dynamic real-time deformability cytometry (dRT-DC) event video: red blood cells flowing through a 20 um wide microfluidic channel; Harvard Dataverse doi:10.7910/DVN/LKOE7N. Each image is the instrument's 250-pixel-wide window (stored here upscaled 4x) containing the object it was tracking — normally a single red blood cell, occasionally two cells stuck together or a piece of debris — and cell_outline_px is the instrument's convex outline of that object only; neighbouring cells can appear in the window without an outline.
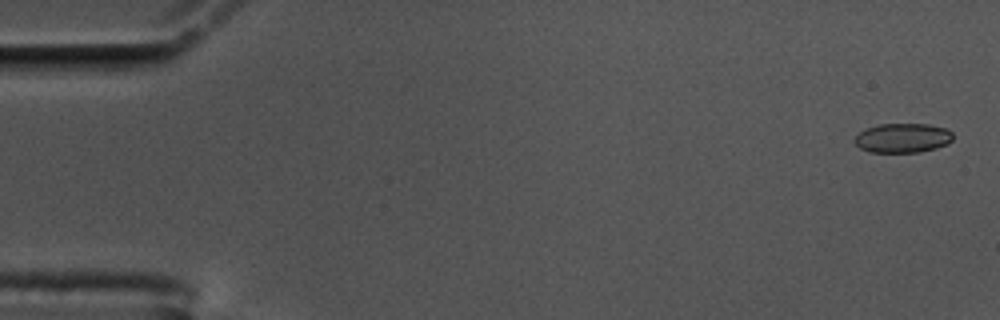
{"species": "common noctule bat (a hibernating species)", "species_latin": "Nyctalus noctula", "temperature_condition": "cold", "stored_images_in_passage": 7, "camera_frame_rate_fps": 3000, "um_per_image_px": 0.085, "animal": {"sex": "male", "body_mass_g": 17.5, "forearm_length_mm": 52.3}, "frame": {"image": 1, "passage_image": 2, "time_ms": 0.333, "image_size_px": [1000, 320], "cell_outline_px": [[952, 140], [948, 144], [936, 148], [920, 152], [868, 152], [860, 148], [852, 140], [860, 132], [868, 128], [880, 124], [928, 124], [944, 128], [952, 132]], "centroid_in_image_um": [76.72, 11.73], "position_along_channel_um": 8.3, "area_um2": 16.82}}